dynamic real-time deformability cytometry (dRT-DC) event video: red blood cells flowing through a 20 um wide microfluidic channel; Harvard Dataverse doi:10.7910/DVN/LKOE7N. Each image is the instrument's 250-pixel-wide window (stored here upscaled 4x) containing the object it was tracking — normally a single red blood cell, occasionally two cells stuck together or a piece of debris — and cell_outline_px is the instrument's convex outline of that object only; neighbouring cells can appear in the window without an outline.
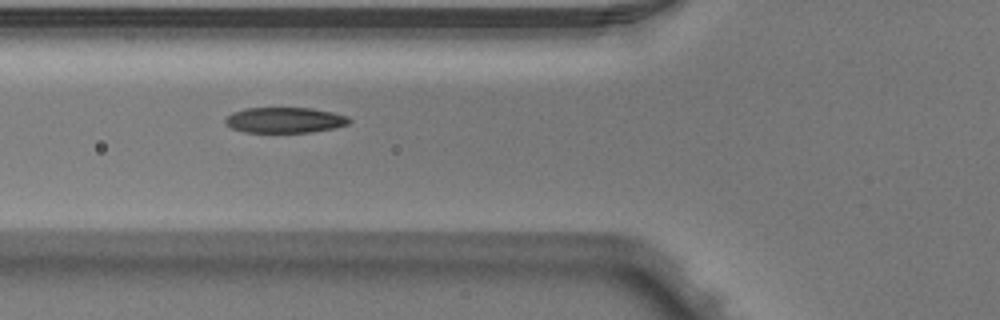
{"species": "Egyptian fruit bat (a non-hibernating species)", "species_latin": "Rousettus aegyptiacus", "temperature_condition": "warm", "stored_images_in_passage": 4, "camera_frame_rate_fps": 3000, "um_per_image_px": 0.085, "animal": {"sex": "male"}, "frame": {"image": 1, "passage_image": 2, "time_ms": 0.333, "image_size_px": [1000, 320], "cell_outline_px": [[352, 120], [348, 124], [332, 128], [312, 132], [244, 132], [232, 128], [224, 124], [224, 120], [232, 112], [244, 108], [312, 108], [332, 112], [348, 116]], "centroid_in_image_um": [24.19, 10.2], "position_along_channel_um": 101.6, "area_um2": 18.5}}
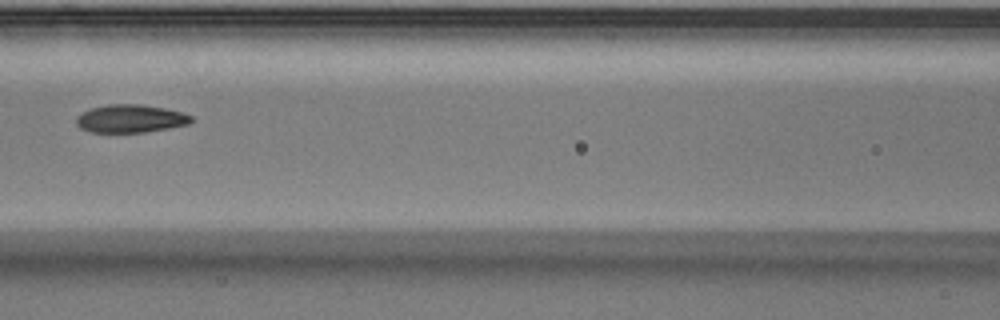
{"frame": {"image": 2, "passage_image": 3, "time_ms": 0.667, "image_size_px": [1000, 320], "cell_outline_px": [[192, 120], [188, 124], [168, 128], [144, 132], [92, 132], [80, 128], [76, 124], [76, 116], [92, 108], [108, 104], [140, 104], [164, 108], [180, 112], [192, 116]], "centroid_in_image_um": [11.07, 10.08], "position_along_channel_um": 155.5, "area_um2": 18.55}}
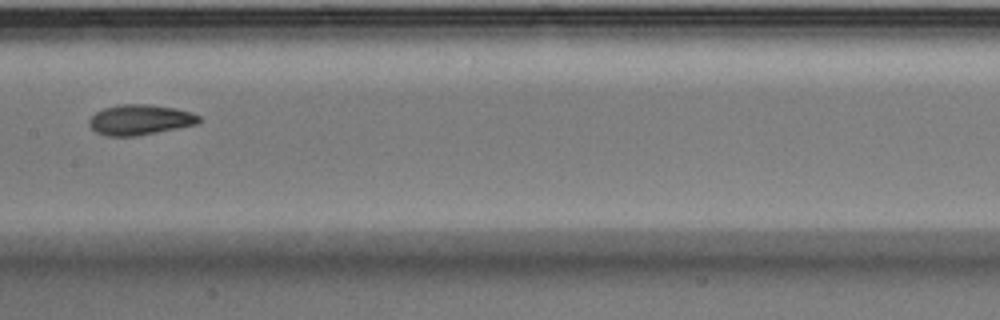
{"frame": {"image": 3, "passage_image": 4, "time_ms": 1.0, "image_size_px": [1000, 320], "cell_outline_px": [[200, 120], [196, 124], [136, 136], [108, 136], [96, 132], [88, 124], [88, 120], [96, 112], [104, 108], [120, 104], [148, 104], [172, 108], [192, 112], [200, 116]], "centroid_in_image_um": [11.87, 10.18], "position_along_channel_um": 195.5, "area_um2": 19.19}}